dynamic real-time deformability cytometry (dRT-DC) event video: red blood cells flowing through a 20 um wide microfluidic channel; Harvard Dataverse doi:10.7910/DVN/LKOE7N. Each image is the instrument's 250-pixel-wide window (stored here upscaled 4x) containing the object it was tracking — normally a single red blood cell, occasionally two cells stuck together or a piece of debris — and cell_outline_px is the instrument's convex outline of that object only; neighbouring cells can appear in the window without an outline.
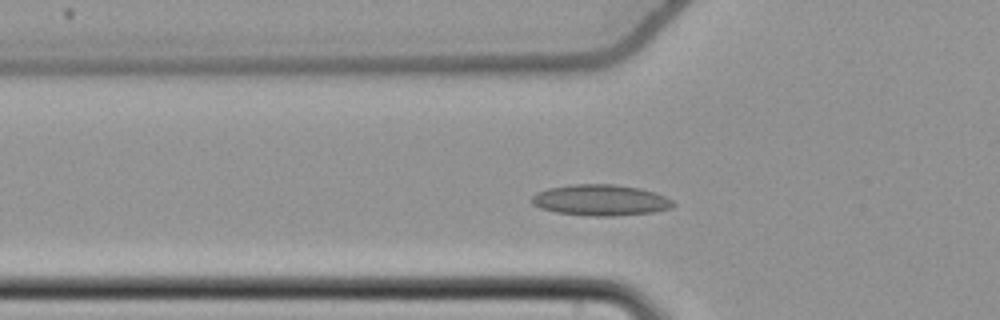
{"species": "common noctule bat (a hibernating species)", "species_latin": "Nyctalus noctula", "temperature_condition": "cold", "stored_images_in_passage": 49, "camera_frame_rate_fps": 3000, "um_per_image_px": 0.085, "animal": {"sex": "female", "body_mass_g": 22.7, "forearm_length_mm": 54.2}, "frame": {"image": 1, "passage_image": 13, "time_ms": 4.0, "image_size_px": [1000, 320], "cell_outline_px": [[672, 208], [652, 212], [612, 216], [588, 216], [556, 212], [540, 208], [532, 204], [532, 196], [536, 192], [548, 188], [572, 184], [612, 184], [640, 188], [656, 192], [672, 200]], "centroid_in_image_um": [51.02, 17.01], "position_along_channel_um": 74.8, "area_um2": 25.55}}
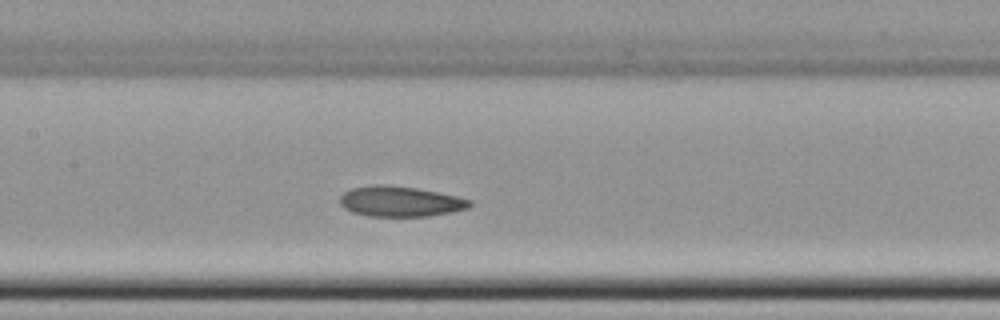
{"frame": {"image": 2, "passage_image": 21, "time_ms": 6.667, "image_size_px": [1000, 320], "cell_outline_px": [[472, 204], [468, 208], [452, 212], [428, 216], [368, 216], [352, 212], [344, 208], [340, 204], [340, 196], [344, 192], [352, 188], [376, 184], [384, 184], [416, 188], [456, 196], [472, 200]], "centroid_in_image_um": [34.01, 17.12], "position_along_channel_um": 173.4, "area_um2": 22.95}}
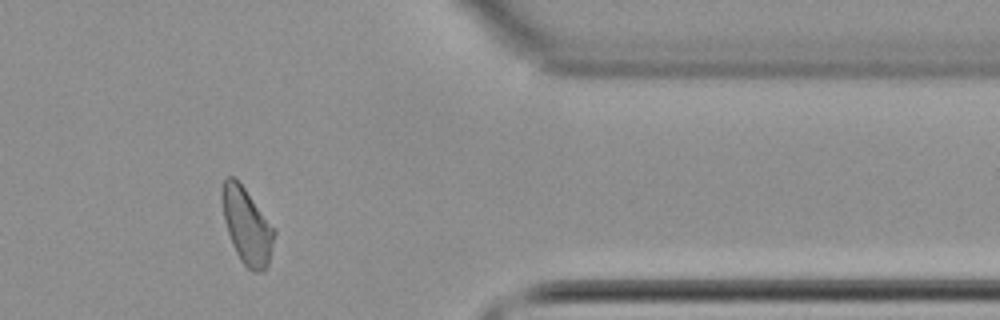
{"frame": {"image": 3, "passage_image": 40, "time_ms": 13.0, "image_size_px": [1000, 320], "cell_outline_px": [[276, 232], [268, 264], [264, 272], [252, 272], [240, 260], [232, 244], [224, 220], [220, 196], [220, 192], [224, 180], [228, 176], [232, 176], [244, 188], [276, 228]], "centroid_in_image_um": [20.99, 19.22], "position_along_channel_um": 390.4, "area_um2": 23.24}, "authors_computed_cell_mechanics": {"area_um2": 23.2356, "velocity_mm_per_s": 3.7183, "shape_relaxation_time_tau1_ms": null, "shape_relaxation_time_tau2_ms": 4.2926, "deformation_change_tau1": null, "deformation_change_tau2": 0.1107}}